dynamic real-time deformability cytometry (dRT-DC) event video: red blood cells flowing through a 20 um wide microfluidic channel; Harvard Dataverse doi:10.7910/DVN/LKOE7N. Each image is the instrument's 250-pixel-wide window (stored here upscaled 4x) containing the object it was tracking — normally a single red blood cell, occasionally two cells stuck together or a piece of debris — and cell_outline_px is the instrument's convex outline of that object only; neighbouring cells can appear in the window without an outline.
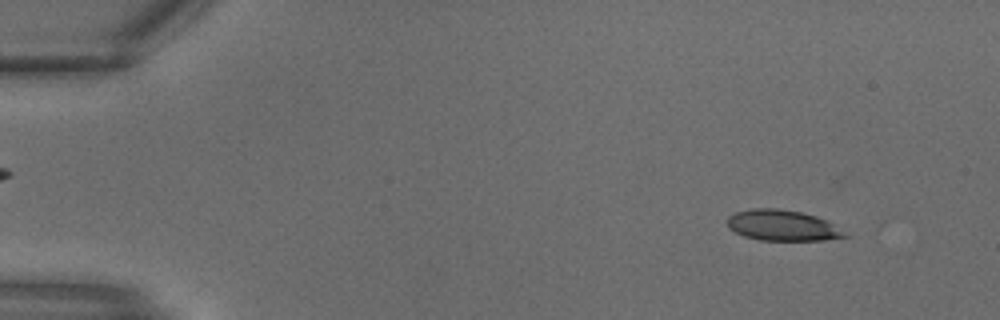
{"species": "common noctule bat (a hibernating species)", "species_latin": "Nyctalus noctula", "temperature_condition": "warm", "stored_images_in_passage": 11, "camera_frame_rate_fps": 3000, "um_per_image_px": 0.085, "animal": {"sex": "male", "body_mass_g": 18.8}, "frame": {"image": 1, "passage_image": 2, "time_ms": 0.333, "image_size_px": [1000, 320], "cell_outline_px": [[852, 236], [824, 240], [760, 240], [744, 236], [728, 228], [724, 220], [728, 216], [736, 212], [752, 208], [776, 208], [800, 212], [816, 216], [832, 224]], "centroid_in_image_um": [66.46, 19.16], "position_along_channel_um": 18.5, "area_um2": 21.1}}
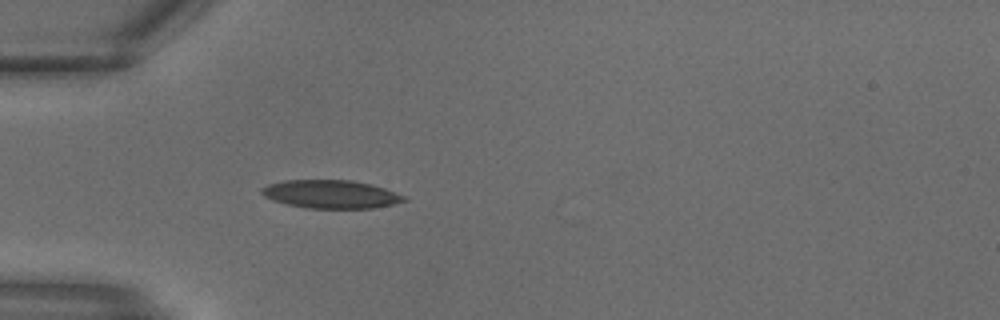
{"frame": {"image": 2, "passage_image": 8, "time_ms": 2.333, "image_size_px": [1000, 320], "cell_outline_px": [[408, 200], [392, 204], [372, 208], [308, 208], [288, 204], [272, 200], [264, 196], [260, 192], [260, 188], [268, 184], [284, 180], [352, 180], [372, 184], [384, 188], [404, 196]], "centroid_in_image_um": [28.09, 16.5], "position_along_channel_um": 56.9, "area_um2": 23.35}}